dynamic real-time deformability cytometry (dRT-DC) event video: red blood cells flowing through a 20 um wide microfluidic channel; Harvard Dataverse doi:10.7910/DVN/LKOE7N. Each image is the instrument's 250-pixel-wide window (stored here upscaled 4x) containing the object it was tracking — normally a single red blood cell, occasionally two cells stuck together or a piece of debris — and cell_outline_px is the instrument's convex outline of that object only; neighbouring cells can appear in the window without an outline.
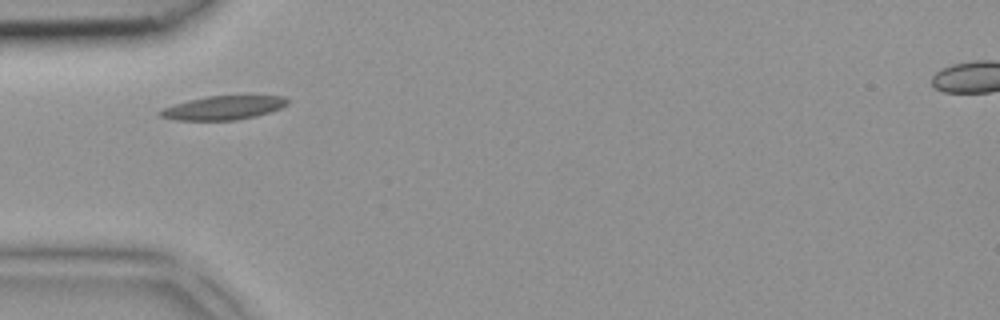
{"species": "common noctule bat (a hibernating species)", "species_latin": "Nyctalus noctula", "temperature_condition": "room temperature", "stored_images_in_passage": 3, "camera_frame_rate_fps": 3000, "um_per_image_px": 0.085, "animal": {"sex": "female", "body_mass_g": 18.4}, "frame": {"image": 1, "passage_image": 3, "time_ms": 0.667, "image_size_px": [1000, 320], "cell_outline_px": [[288, 104], [280, 108], [256, 116], [236, 120], [176, 120], [160, 116], [156, 112], [160, 108], [188, 100], [208, 96], [284, 96], [288, 100]], "centroid_in_image_um": [18.92, 9.16], "position_along_channel_um": 66.1, "area_um2": 17.63}}